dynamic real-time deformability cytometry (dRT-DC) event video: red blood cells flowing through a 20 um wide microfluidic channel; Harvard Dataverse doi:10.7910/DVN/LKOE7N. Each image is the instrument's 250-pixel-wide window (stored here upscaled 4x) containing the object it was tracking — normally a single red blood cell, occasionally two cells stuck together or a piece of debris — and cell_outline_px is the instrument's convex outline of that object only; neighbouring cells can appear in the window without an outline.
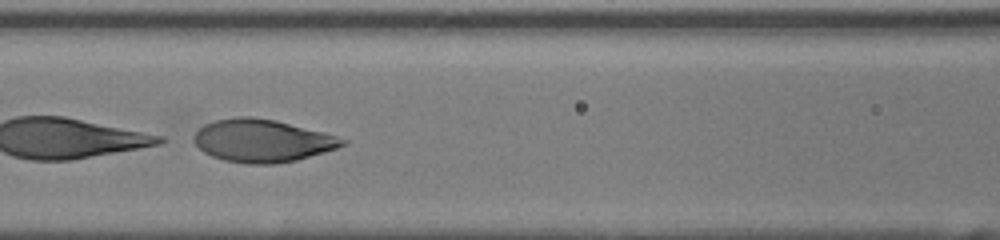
{"species": "human", "species_latin": "Homo sapiens", "temperature_condition": "room temperature", "stored_images_in_passage": 26, "camera_frame_rate_fps": 3000, "um_per_image_px": 0.085, "donor": {"sex": "female"}, "frame": {"image": 1, "passage_image": 12, "time_ms": 3.667, "image_size_px": [1000, 240], "cell_outline_px": [[348, 140], [344, 144], [336, 148], [324, 152], [296, 160], [276, 164], [248, 164], [224, 160], [212, 156], [204, 152], [192, 140], [192, 136], [204, 124], [216, 120], [236, 116], [252, 116], [276, 120], [324, 132]], "centroid_in_image_um": [22.27, 11.95], "position_along_channel_um": 144.3, "area_um2": 36.99}}
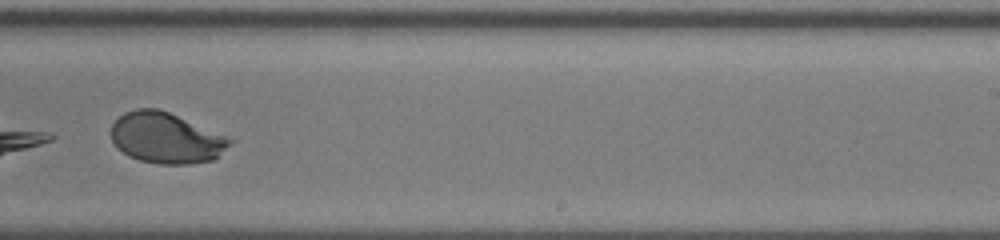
{"frame": {"image": 2, "passage_image": 21, "time_ms": 6.667, "image_size_px": [1000, 240], "cell_outline_px": [[236, 140], [232, 144], [212, 160], [188, 164], [156, 164], [140, 160], [128, 156], [116, 148], [112, 140], [112, 124], [124, 112], [136, 108], [156, 108], [168, 112]], "centroid_in_image_um": [14.1, 11.73], "position_along_channel_um": 274.9, "area_um2": 35.03}}
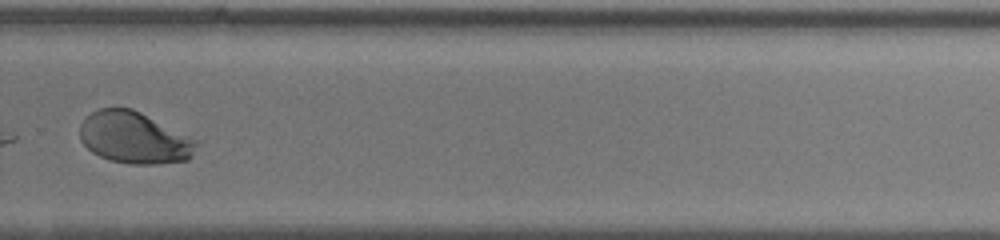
{"frame": {"image": 3, "passage_image": 24, "time_ms": 7.667, "image_size_px": [1000, 240], "cell_outline_px": [[200, 140], [192, 156], [188, 160], [160, 164], [132, 164], [112, 160], [100, 156], [92, 152], [80, 140], [80, 124], [92, 112], [100, 108], [132, 108]], "centroid_in_image_um": [11.46, 11.71], "position_along_channel_um": 318.3, "area_um2": 35.26}}